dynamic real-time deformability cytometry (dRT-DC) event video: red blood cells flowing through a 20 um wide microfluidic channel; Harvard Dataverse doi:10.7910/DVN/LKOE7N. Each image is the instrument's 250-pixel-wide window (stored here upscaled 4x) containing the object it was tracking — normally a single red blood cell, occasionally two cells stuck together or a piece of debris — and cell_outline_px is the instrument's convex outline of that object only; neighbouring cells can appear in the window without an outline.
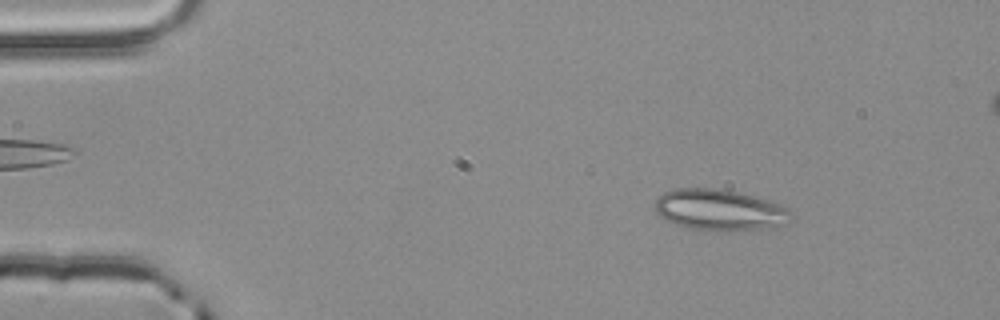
{"species": "common noctule bat (a hibernating species)", "species_latin": "Nyctalus noctula", "temperature_condition": "room temperature", "stored_images_in_passage": 3, "camera_frame_rate_fps": 3000, "um_per_image_px": 0.085, "animal": {"sex": "male", "body_mass_g": 20.4}, "frame": {"image": 1, "passage_image": 1, "time_ms": 0.0, "image_size_px": [1000, 320], "cell_outline_px": [[792, 212], [788, 224], [776, 228], [692, 228], [676, 224], [664, 220], [656, 212], [656, 200], [664, 192], [676, 188], [720, 188], [768, 200], [780, 204], [788, 208]], "centroid_in_image_um": [61.19, 17.8], "position_along_channel_um": 23.8, "area_um2": 31.79}}